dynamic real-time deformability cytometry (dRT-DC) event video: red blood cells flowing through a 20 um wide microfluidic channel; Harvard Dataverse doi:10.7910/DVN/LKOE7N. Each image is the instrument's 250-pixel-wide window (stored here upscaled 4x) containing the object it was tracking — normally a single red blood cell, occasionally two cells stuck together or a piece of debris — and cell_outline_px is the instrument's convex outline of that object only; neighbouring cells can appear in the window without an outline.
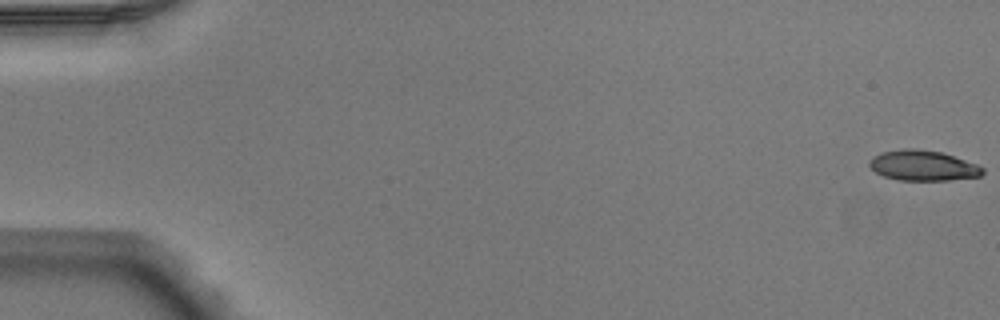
{"species": "Egyptian fruit bat (a non-hibernating species)", "species_latin": "Rousettus aegyptiacus", "temperature_condition": "warm", "stored_images_in_passage": 53, "camera_frame_rate_fps": 3000, "um_per_image_px": 0.085, "animal": {"sex": "male"}, "frame": {"image": 1, "passage_image": 1, "time_ms": 0.0, "image_size_px": [1000, 320], "cell_outline_px": [[984, 172], [980, 176], [948, 180], [900, 180], [884, 176], [876, 172], [868, 164], [872, 156], [880, 152], [904, 148], [916, 148], [940, 152], [976, 164], [984, 168]], "centroid_in_image_um": [78.42, 14.06], "position_along_channel_um": 6.6, "area_um2": 19.88}}
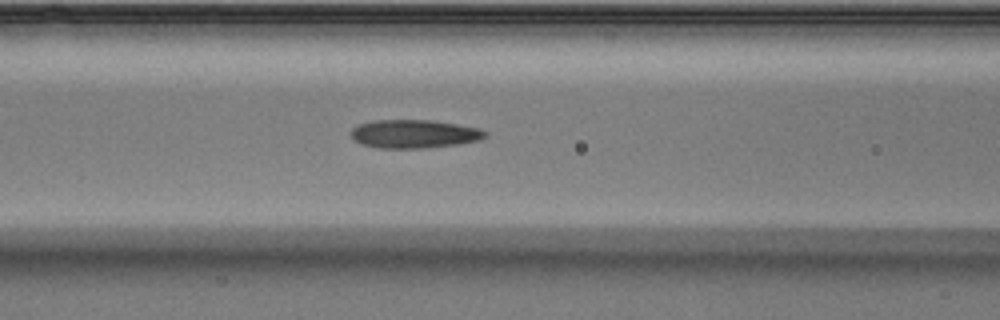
{"frame": {"image": 2, "passage_image": 23, "time_ms": 7.333, "image_size_px": [1000, 320], "cell_outline_px": [[488, 136], [480, 140], [456, 144], [424, 148], [376, 148], [360, 144], [352, 140], [352, 128], [360, 124], [372, 120], [428, 120], [456, 124], [480, 128], [488, 132]], "centroid_in_image_um": [35.2, 11.38], "position_along_channel_um": 131.4, "area_um2": 22.31}}
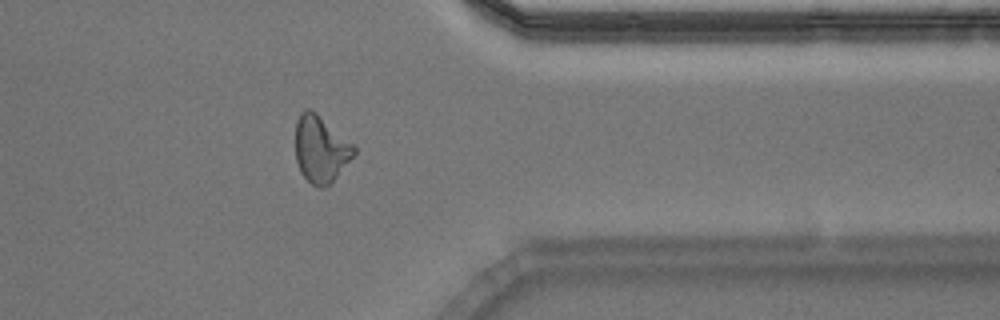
{"frame": {"image": 3, "passage_image": 43, "time_ms": 14.0, "image_size_px": [1000, 320], "cell_outline_px": [[356, 152], [336, 176], [324, 188], [320, 188], [312, 184], [300, 172], [296, 160], [296, 120], [300, 112], [308, 108], [312, 108], [352, 144], [356, 148]], "centroid_in_image_um": [27.22, 12.64], "position_along_channel_um": 384.2, "area_um2": 22.43}, "authors_computed_cell_mechanics": {"area_um2": 21.8484, "velocity_mm_per_s": 3.9291, "shape_relaxation_time_tau1_ms": null, "shape_relaxation_time_tau2_ms": 2.4259, "deformation_change_tau1": null, "deformation_change_tau2": 0.1143}}